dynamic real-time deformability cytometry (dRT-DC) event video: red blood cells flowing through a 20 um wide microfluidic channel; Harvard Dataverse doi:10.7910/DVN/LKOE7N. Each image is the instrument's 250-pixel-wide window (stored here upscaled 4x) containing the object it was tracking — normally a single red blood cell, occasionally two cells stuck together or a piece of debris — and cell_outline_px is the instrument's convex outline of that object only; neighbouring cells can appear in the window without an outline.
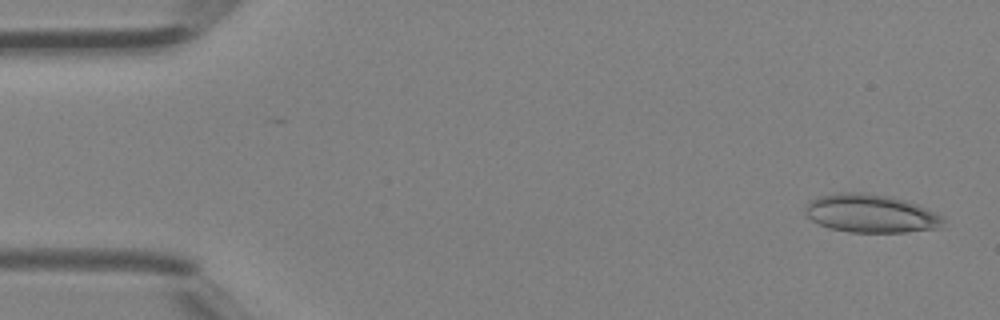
{"species": "Egyptian fruit bat (a non-hibernating species)", "species_latin": "Rousettus aegyptiacus", "temperature_condition": "room temperature", "stored_images_in_passage": 41, "camera_frame_rate_fps": 3000, "um_per_image_px": 0.085, "animal": {"sex": "female"}, "frame": {"image": 1, "passage_image": 2, "time_ms": 0.333, "image_size_px": [1000, 320], "cell_outline_px": [[944, 228], [904, 232], [848, 232], [828, 228], [812, 220], [804, 212], [804, 204], [808, 200], [820, 196], [844, 192], [864, 192], [904, 200], [916, 204], [944, 216]], "centroid_in_image_um": [74.01, 18.16], "position_along_channel_um": 11.0, "area_um2": 30.92}}
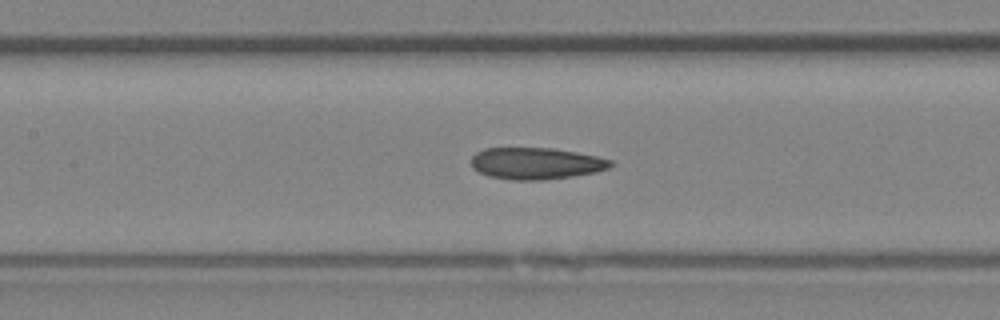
{"frame": {"image": 2, "passage_image": 19, "time_ms": 6.0, "image_size_px": [1000, 320], "cell_outline_px": [[612, 164], [608, 168], [596, 172], [572, 176], [540, 180], [516, 180], [488, 176], [472, 168], [472, 156], [476, 152], [484, 148], [552, 148], [576, 152], [596, 156], [612, 160]], "centroid_in_image_um": [45.54, 13.88], "position_along_channel_um": 161.9, "area_um2": 25.61}}
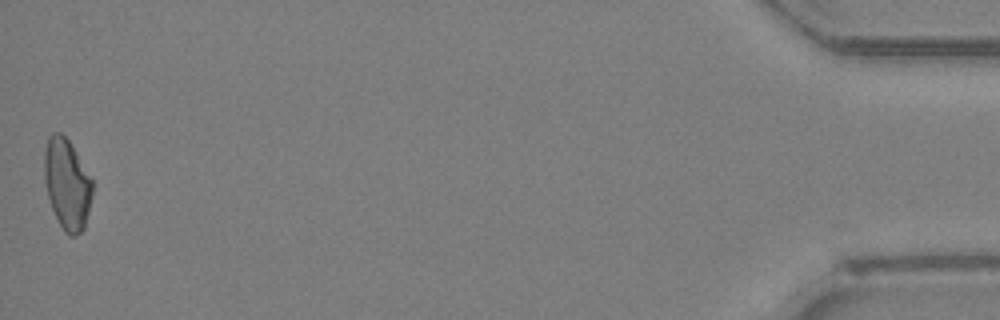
{"frame": {"image": 3, "passage_image": 41, "time_ms": 13.333, "image_size_px": [1000, 320], "cell_outline_px": [[92, 196], [84, 228], [80, 232], [72, 236], [68, 236], [64, 232], [52, 208], [48, 196], [44, 180], [44, 152], [48, 136], [52, 132], [60, 132], [68, 140], [92, 176]], "centroid_in_image_um": [5.7, 15.62], "position_along_channel_um": 429.5, "area_um2": 25.43}}